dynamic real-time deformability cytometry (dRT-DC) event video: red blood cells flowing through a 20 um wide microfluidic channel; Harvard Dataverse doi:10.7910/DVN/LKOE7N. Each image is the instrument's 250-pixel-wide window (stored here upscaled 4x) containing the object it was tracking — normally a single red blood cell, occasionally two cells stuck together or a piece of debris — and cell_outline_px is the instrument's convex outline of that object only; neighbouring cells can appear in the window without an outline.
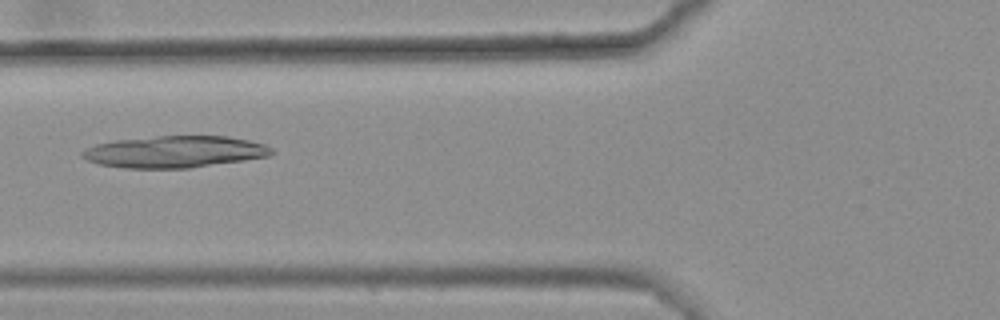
{"species": "common noctule bat (a hibernating species)", "species_latin": "Nyctalus noctula", "temperature_condition": "warm", "stored_images_in_passage": 3, "camera_frame_rate_fps": 3000, "um_per_image_px": 0.085, "animal": {"sex": "female", "body_mass_g": 25.1}, "frame": {"image": 1, "passage_image": 2, "time_ms": 0.333, "image_size_px": [1000, 320], "cell_outline_px": [[276, 152], [268, 156], [244, 160], [188, 168], [128, 168], [100, 164], [88, 160], [80, 156], [80, 152], [96, 144], [116, 140], [156, 136], [228, 136], [248, 140], [264, 144], [272, 148]], "centroid_in_image_um": [14.86, 12.89], "position_along_channel_um": 110.9, "area_um2": 34.85}}
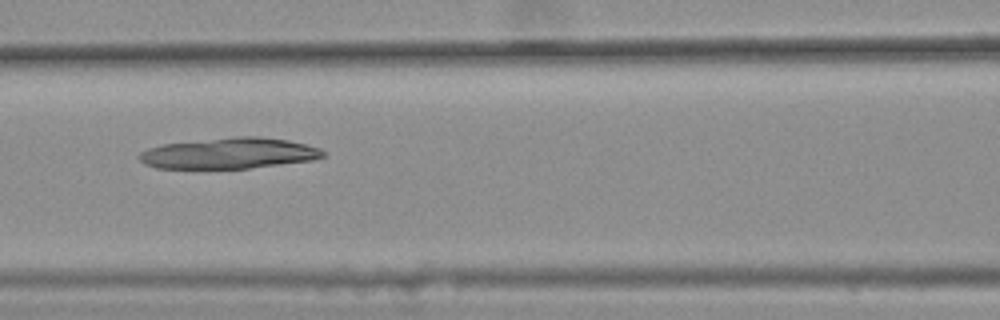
{"frame": {"image": 2, "passage_image": 3, "time_ms": 0.667, "image_size_px": [1000, 320], "cell_outline_px": [[324, 156], [312, 160], [248, 168], [156, 168], [144, 164], [136, 156], [140, 152], [148, 148], [160, 144], [236, 136], [260, 136], [288, 140], [308, 144], [320, 148], [324, 152]], "centroid_in_image_um": [19.45, 13.02], "position_along_channel_um": 147.2, "area_um2": 33.18}}